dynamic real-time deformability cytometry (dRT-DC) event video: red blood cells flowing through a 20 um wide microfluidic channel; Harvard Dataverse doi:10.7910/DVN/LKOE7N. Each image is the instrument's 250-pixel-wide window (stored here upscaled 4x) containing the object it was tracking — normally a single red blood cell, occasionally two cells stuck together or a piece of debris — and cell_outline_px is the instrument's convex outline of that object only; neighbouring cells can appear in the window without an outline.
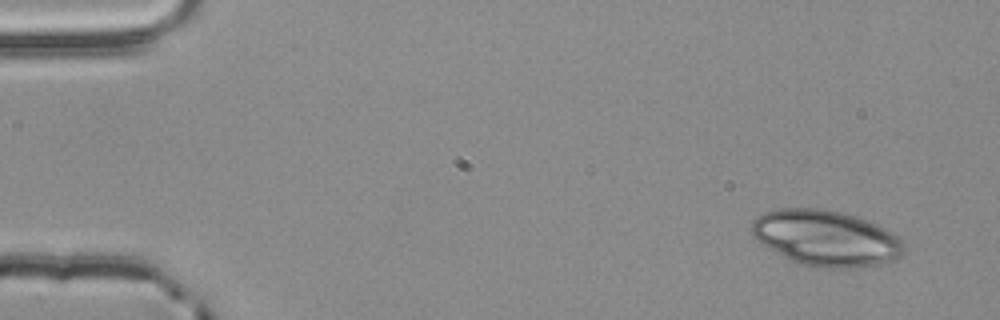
{"species": "common noctule bat (a hibernating species)", "species_latin": "Nyctalus noctula", "temperature_condition": "room temperature", "stored_images_in_passage": 3, "camera_frame_rate_fps": 3000, "um_per_image_px": 0.085, "animal": {"sex": "male", "body_mass_g": 20.4}, "frame": {"image": 1, "passage_image": 1, "time_ms": 0.0, "image_size_px": [1000, 320], "cell_outline_px": [[904, 252], [900, 256], [880, 264], [848, 268], [832, 268], [800, 264], [784, 256], [764, 244], [752, 232], [752, 220], [756, 216], [764, 212], [780, 208], [816, 208], [840, 212], [856, 216], [876, 224], [892, 232], [904, 244]], "centroid_in_image_um": [70.22, 20.22], "position_along_channel_um": 14.8, "area_um2": 48.73}}